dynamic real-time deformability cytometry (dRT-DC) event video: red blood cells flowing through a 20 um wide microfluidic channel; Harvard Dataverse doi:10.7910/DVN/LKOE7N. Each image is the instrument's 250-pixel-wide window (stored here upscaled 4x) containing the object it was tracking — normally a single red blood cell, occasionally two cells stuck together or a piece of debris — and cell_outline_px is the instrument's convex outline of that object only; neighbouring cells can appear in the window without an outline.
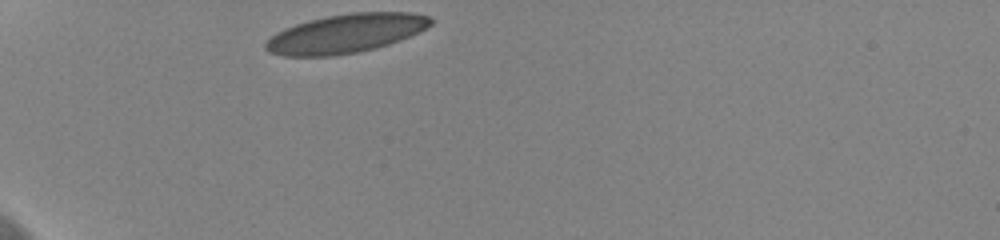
{"species": "human", "species_latin": "Homo sapiens", "temperature_condition": "cold", "stored_images_in_passage": 11, "camera_frame_rate_fps": 3000, "um_per_image_px": 0.085, "donor": {"sex": "female"}, "frame": {"image": 1, "passage_image": 1, "time_ms": 0.0, "image_size_px": [1000, 240], "cell_outline_px": [[432, 24], [400, 40], [376, 48], [356, 52], [332, 56], [284, 56], [268, 52], [264, 48], [264, 44], [276, 32], [284, 28], [308, 20], [328, 16], [352, 12], [412, 12], [432, 16]], "centroid_in_image_um": [29.37, 2.84], "position_along_channel_um": 55.6, "area_um2": 37.28}}
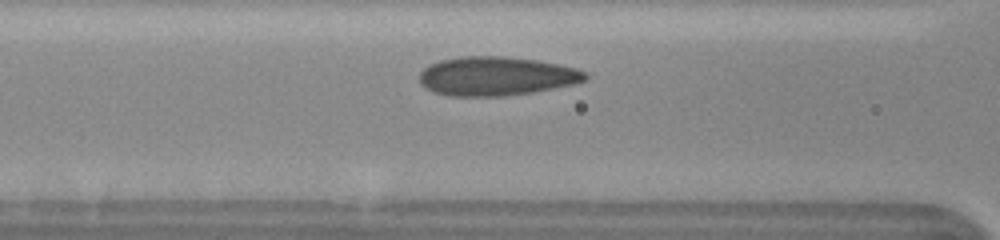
{"frame": {"image": 2, "passage_image": 4, "time_ms": 1.0, "image_size_px": [1000, 240], "cell_outline_px": [[588, 80], [572, 84], [532, 92], [504, 96], [448, 96], [432, 92], [424, 88], [420, 84], [420, 72], [428, 64], [440, 60], [460, 56], [504, 56], [536, 60], [560, 64], [576, 68], [588, 72]], "centroid_in_image_um": [42.16, 6.47], "position_along_channel_um": 124.4, "area_um2": 37.97}}